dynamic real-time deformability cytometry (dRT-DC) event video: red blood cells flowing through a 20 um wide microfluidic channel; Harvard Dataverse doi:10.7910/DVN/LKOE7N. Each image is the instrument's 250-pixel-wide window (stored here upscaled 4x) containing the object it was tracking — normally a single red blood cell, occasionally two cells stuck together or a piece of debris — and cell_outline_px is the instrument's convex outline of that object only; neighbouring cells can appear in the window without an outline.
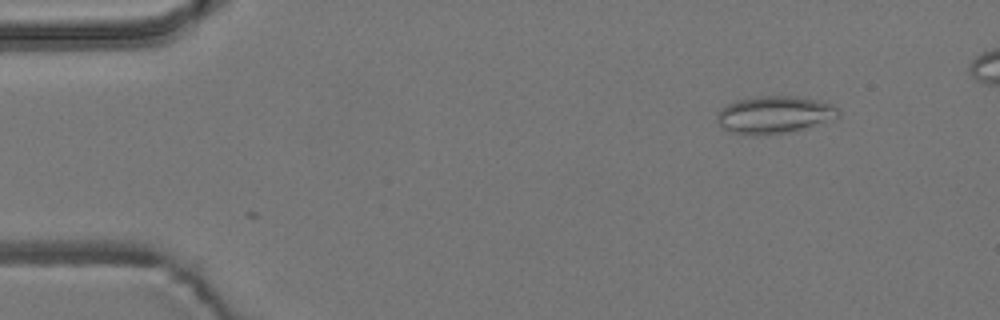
{"species": "common noctule bat (a hibernating species)", "species_latin": "Nyctalus noctula", "temperature_condition": "room temperature", "stored_images_in_passage": 3, "camera_frame_rate_fps": 3000, "um_per_image_px": 0.085, "animal": {"sex": "male", "body_mass_g": 19.2, "forearm_length_mm": 51.8}, "frame": {"image": 1, "passage_image": 3, "time_ms": 0.667, "image_size_px": [1000, 320], "cell_outline_px": [[840, 116], [808, 128], [784, 132], [756, 136], [744, 136], [728, 132], [720, 128], [716, 120], [716, 116], [720, 108], [736, 100], [756, 96], [792, 96], [816, 100], [832, 104], [840, 112]], "centroid_in_image_um": [65.74, 9.77], "position_along_channel_um": 19.3, "area_um2": 26.82}}